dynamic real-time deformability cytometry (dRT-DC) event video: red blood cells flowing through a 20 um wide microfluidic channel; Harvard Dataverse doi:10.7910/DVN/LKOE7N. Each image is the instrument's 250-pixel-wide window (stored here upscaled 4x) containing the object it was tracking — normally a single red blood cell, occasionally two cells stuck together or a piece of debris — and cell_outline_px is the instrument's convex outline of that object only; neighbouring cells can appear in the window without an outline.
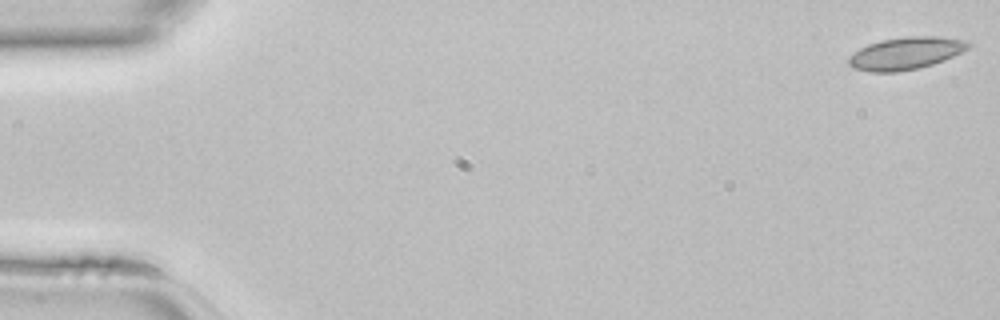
{"species": "common noctule bat (a hibernating species)", "species_latin": "Nyctalus noctula", "temperature_condition": "room temperature", "stored_images_in_passage": 45, "camera_frame_rate_fps": 3000, "um_per_image_px": 0.085, "animal": {"sex": "female", "body_mass_g": 22.7, "forearm_length_mm": 54.2}, "frame": {"image": 1, "passage_image": 1, "time_ms": 0.0, "image_size_px": [1000, 320], "cell_outline_px": [[972, 44], [968, 48], [944, 60], [920, 68], [896, 72], [868, 72], [852, 68], [848, 64], [848, 56], [860, 48], [868, 44], [880, 40], [908, 36], [936, 36], [964, 40]], "centroid_in_image_um": [76.94, 4.54], "position_along_channel_um": 8.1, "area_um2": 22.6}}
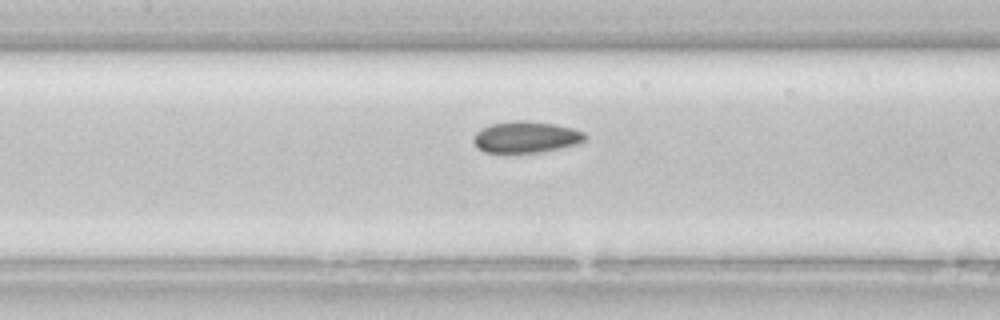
{"frame": {"image": 2, "passage_image": 21, "time_ms": 6.667, "image_size_px": [1000, 320], "cell_outline_px": [[588, 140], [580, 144], [540, 152], [504, 156], [484, 152], [476, 148], [472, 140], [472, 136], [480, 128], [492, 124], [516, 120], [524, 120], [552, 124], [572, 128], [584, 132], [588, 136]], "centroid_in_image_um": [44.66, 11.71], "position_along_channel_um": 162.7, "area_um2": 21.44}}
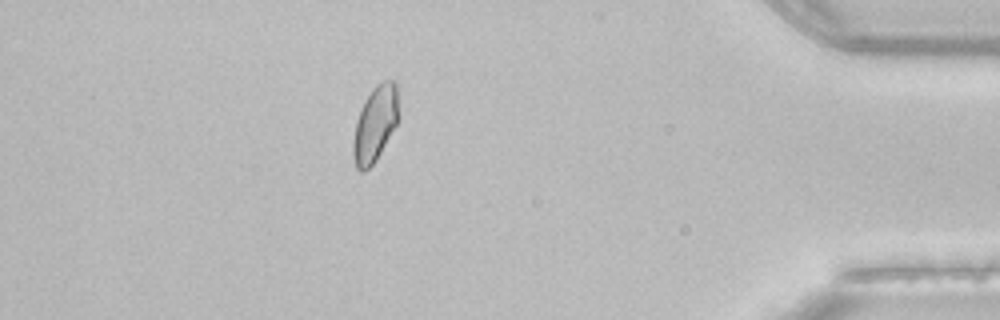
{"frame": {"image": 3, "passage_image": 40, "time_ms": 13.0, "image_size_px": [1000, 320], "cell_outline_px": [[396, 124], [376, 160], [364, 172], [360, 172], [356, 168], [352, 156], [352, 140], [356, 120], [360, 108], [364, 100], [372, 88], [376, 84], [384, 80], [396, 80]], "centroid_in_image_um": [31.81, 10.55], "position_along_channel_um": 403.4, "area_um2": 19.83}}